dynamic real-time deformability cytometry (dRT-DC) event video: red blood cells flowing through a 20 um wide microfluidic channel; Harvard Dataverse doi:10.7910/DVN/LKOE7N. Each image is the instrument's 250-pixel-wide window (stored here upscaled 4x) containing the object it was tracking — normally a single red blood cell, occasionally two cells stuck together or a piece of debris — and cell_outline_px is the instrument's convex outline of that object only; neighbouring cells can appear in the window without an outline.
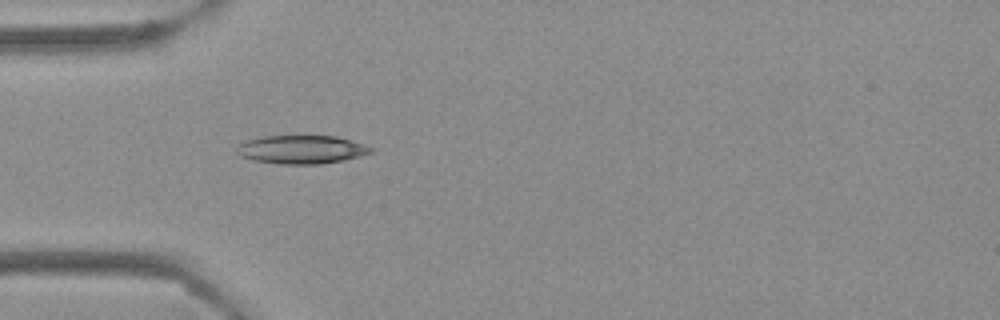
{"species": "Egyptian fruit bat (a non-hibernating species)", "species_latin": "Rousettus aegyptiacus", "temperature_condition": "cold", "stored_images_in_passage": 5, "camera_frame_rate_fps": 3000, "um_per_image_px": 0.085, "frame": {"image": 1, "passage_image": 5, "time_ms": 1.333, "image_size_px": [1000, 320], "cell_outline_px": [[376, 148], [372, 152], [360, 156], [344, 160], [320, 164], [280, 164], [256, 160], [240, 156], [236, 152], [236, 144], [248, 140], [264, 136], [336, 136], [364, 144]], "centroid_in_image_um": [25.64, 12.71], "position_along_channel_um": 59.4, "area_um2": 22.25}}